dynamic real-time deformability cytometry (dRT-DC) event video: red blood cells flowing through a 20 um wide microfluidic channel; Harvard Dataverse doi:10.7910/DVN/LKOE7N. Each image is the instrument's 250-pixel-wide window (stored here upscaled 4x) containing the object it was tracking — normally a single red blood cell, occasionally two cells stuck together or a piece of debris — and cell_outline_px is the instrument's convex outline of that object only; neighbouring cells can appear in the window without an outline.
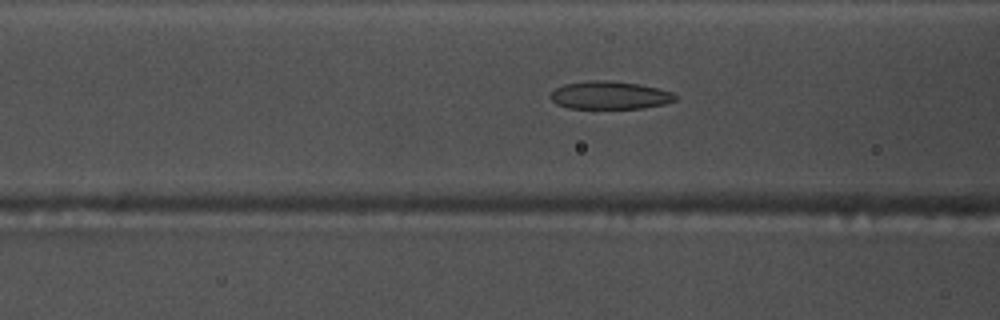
{"species": "common noctule bat (a hibernating species)", "species_latin": "Nyctalus noctula", "temperature_condition": "warm", "stored_images_in_passage": 53, "camera_frame_rate_fps": 3000, "um_per_image_px": 0.085, "animal": {"sex": "male", "body_mass_g": 17.5, "forearm_length_mm": 52.3}, "frame": {"image": 1, "passage_image": 20, "time_ms": 6.333, "image_size_px": [1000, 320], "cell_outline_px": [[676, 100], [664, 104], [644, 108], [568, 108], [556, 104], [548, 96], [556, 88], [564, 84], [588, 80], [604, 80], [640, 84], [672, 92], [676, 96]], "centroid_in_image_um": [51.8, 8.09], "position_along_channel_um": 114.8, "area_um2": 20.29}}
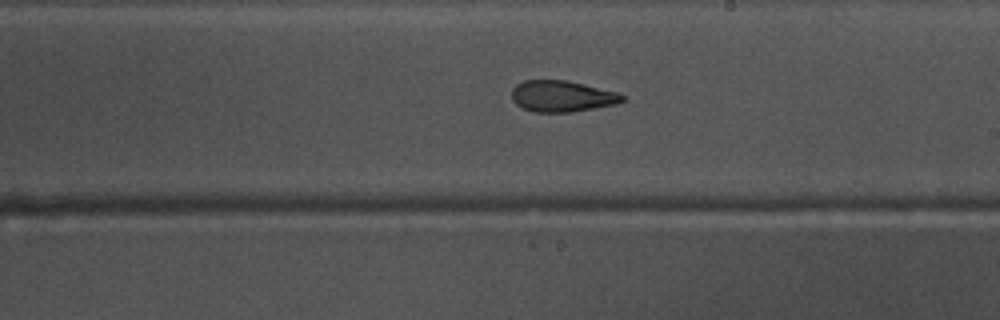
{"frame": {"image": 2, "passage_image": 30, "time_ms": 9.667, "image_size_px": [1000, 320], "cell_outline_px": [[624, 100], [616, 104], [568, 112], [536, 112], [520, 108], [512, 100], [512, 88], [516, 84], [524, 80], [568, 80], [620, 92], [624, 96]], "centroid_in_image_um": [47.75, 8.16], "position_along_channel_um": 241.2, "area_um2": 20.29}}
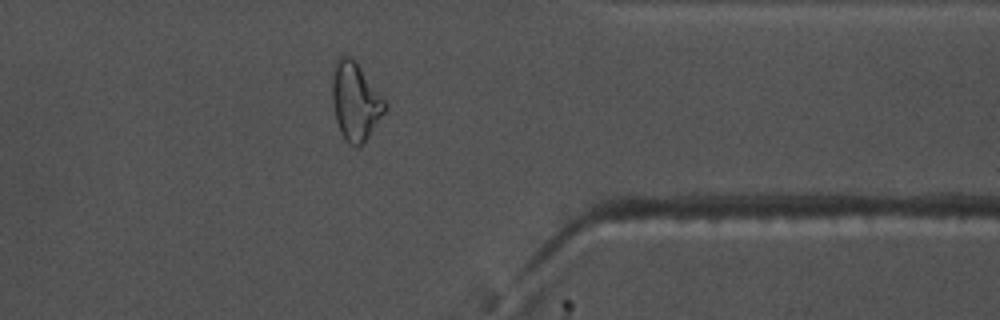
{"frame": {"image": 3, "passage_image": 42, "time_ms": 13.667, "image_size_px": [1000, 320], "cell_outline_px": [[388, 108], [364, 144], [360, 148], [356, 148], [348, 144], [344, 140], [340, 132], [336, 120], [332, 100], [332, 76], [336, 60], [340, 56], [348, 56], [360, 68], [388, 104]], "centroid_in_image_um": [30.21, 8.71], "position_along_channel_um": 381.2, "area_um2": 23.99}, "authors_computed_cell_mechanics": {"area_um2": 22.0218, "velocity_mm_per_s": 3.8037, "shape_relaxation_time_tau1_ms": 6.4454, "shape_relaxation_time_tau2_ms": 2.2355, "deformation_change_tau1": 0.1968, "deformation_change_tau2": 0.1081}}